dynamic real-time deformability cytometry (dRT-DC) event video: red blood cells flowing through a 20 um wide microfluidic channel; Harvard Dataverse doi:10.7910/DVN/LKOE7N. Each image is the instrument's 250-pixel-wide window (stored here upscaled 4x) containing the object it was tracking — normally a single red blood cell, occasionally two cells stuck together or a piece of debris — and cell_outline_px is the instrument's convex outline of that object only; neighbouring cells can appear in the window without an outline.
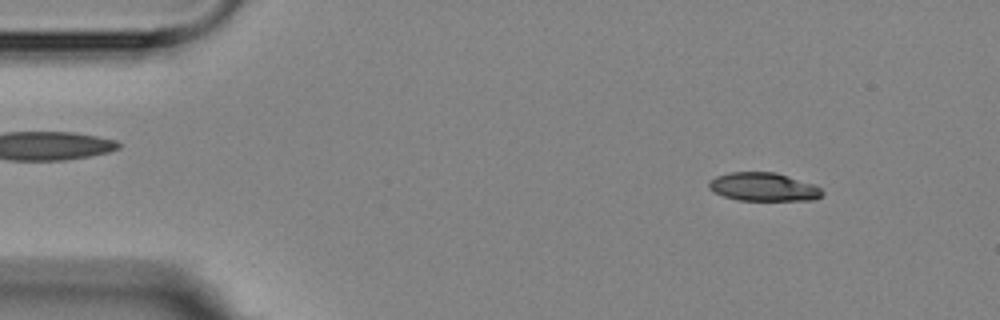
{"species": "Egyptian fruit bat (a non-hibernating species)", "species_latin": "Rousettus aegyptiacus", "temperature_condition": "room temperature", "stored_images_in_passage": 9, "camera_frame_rate_fps": 3000, "um_per_image_px": 0.085, "animal": {"sex": "female"}, "frame": {"image": 1, "passage_image": 1, "time_ms": 0.0, "image_size_px": [1000, 320], "cell_outline_px": [[824, 192], [816, 200], [736, 200], [724, 196], [708, 188], [708, 180], [716, 176], [728, 172], [776, 172], [816, 184]], "centroid_in_image_um": [64.91, 15.88], "position_along_channel_um": 20.1, "area_um2": 18.96}}
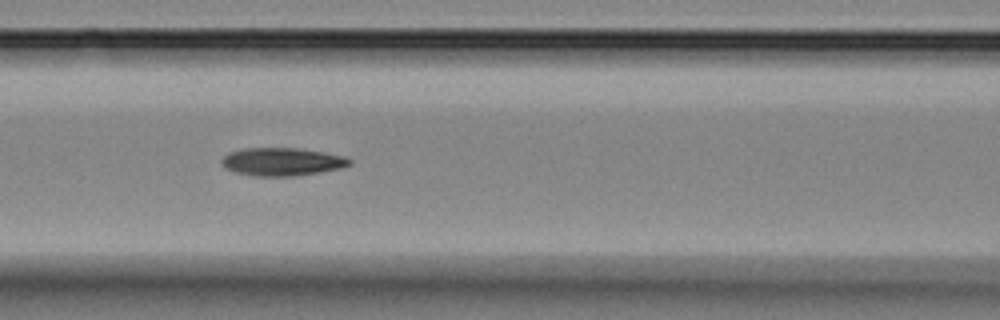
{"frame": {"image": 2, "passage_image": 6, "time_ms": 5.667, "image_size_px": [1000, 320], "cell_outline_px": [[352, 164], [344, 168], [296, 176], [252, 176], [236, 172], [224, 168], [220, 164], [220, 160], [224, 156], [232, 152], [244, 148], [296, 148], [324, 152], [344, 156], [352, 160]], "centroid_in_image_um": [23.99, 13.75], "position_along_channel_um": 142.6, "area_um2": 21.04}}
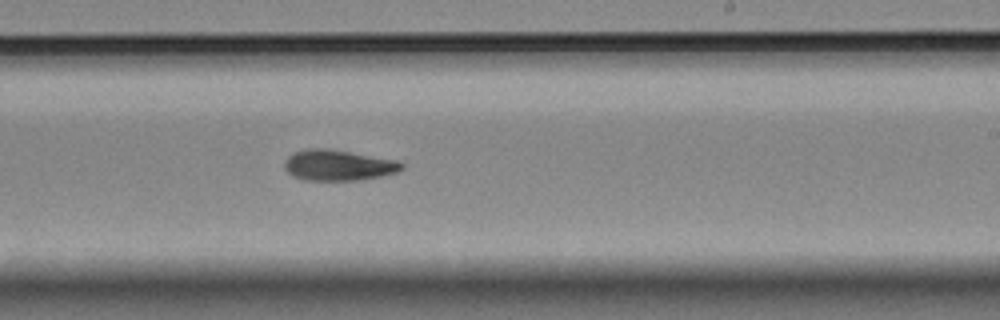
{"frame": {"image": 3, "passage_image": 9, "time_ms": 9.0, "image_size_px": [1000, 320], "cell_outline_px": [[404, 168], [396, 172], [380, 176], [356, 180], [308, 180], [292, 176], [284, 168], [284, 160], [292, 152], [308, 148], [328, 148], [400, 160], [404, 164]], "centroid_in_image_um": [28.75, 14.02], "position_along_channel_um": 260.3, "area_um2": 21.21}}